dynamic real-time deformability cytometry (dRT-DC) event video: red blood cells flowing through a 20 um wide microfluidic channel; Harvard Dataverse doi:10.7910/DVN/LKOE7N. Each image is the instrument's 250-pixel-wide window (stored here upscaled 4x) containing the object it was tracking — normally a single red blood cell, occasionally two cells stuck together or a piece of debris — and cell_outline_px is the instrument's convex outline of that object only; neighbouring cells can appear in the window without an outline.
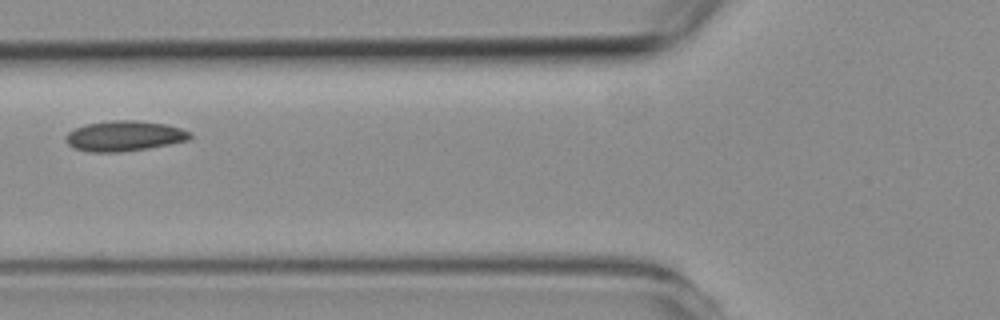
{"species": "common noctule bat (a hibernating species)", "species_latin": "Nyctalus noctula", "temperature_condition": "room temperature", "stored_images_in_passage": 5, "camera_frame_rate_fps": 3000, "um_per_image_px": 0.085, "animal": {"sex": "female", "body_mass_g": 19.3, "forearm_length_mm": 54.1}, "frame": {"image": 1, "passage_image": 5, "time_ms": 5.0, "image_size_px": [1000, 320], "cell_outline_px": [[192, 136], [188, 140], [148, 148], [120, 152], [92, 152], [72, 148], [68, 144], [64, 136], [68, 132], [84, 124], [112, 120], [136, 120], [168, 124], [192, 132]], "centroid_in_image_um": [10.56, 11.55], "position_along_channel_um": 115.2, "area_um2": 22.08}}